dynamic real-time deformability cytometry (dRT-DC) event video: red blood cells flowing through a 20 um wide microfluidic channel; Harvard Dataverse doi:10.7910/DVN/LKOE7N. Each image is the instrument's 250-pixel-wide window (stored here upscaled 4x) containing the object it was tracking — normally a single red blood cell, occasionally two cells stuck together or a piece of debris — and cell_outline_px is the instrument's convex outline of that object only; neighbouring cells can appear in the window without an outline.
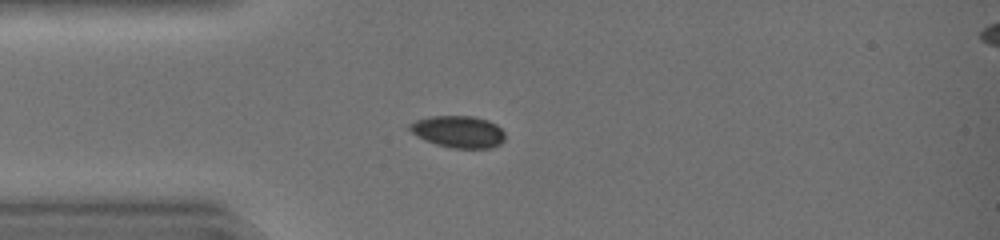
{"species": "common noctule bat (a hibernating species)", "species_latin": "Nyctalus noctula", "temperature_condition": "warm", "stored_images_in_passage": 16, "camera_frame_rate_fps": 3000, "um_per_image_px": 0.085, "animal": {"sex": "female", "body_mass_g": 19.0, "forearm_length_mm": 51.5}, "frame": {"image": 1, "passage_image": 11, "time_ms": 3.333, "image_size_px": [1000, 240], "cell_outline_px": [[504, 140], [500, 144], [492, 148], [452, 148], [436, 144], [424, 140], [412, 132], [408, 128], [408, 124], [416, 120], [428, 116], [472, 116], [488, 120], [496, 124], [504, 132]], "centroid_in_image_um": [38.95, 11.19], "position_along_channel_um": 46.0, "area_um2": 17.8}}